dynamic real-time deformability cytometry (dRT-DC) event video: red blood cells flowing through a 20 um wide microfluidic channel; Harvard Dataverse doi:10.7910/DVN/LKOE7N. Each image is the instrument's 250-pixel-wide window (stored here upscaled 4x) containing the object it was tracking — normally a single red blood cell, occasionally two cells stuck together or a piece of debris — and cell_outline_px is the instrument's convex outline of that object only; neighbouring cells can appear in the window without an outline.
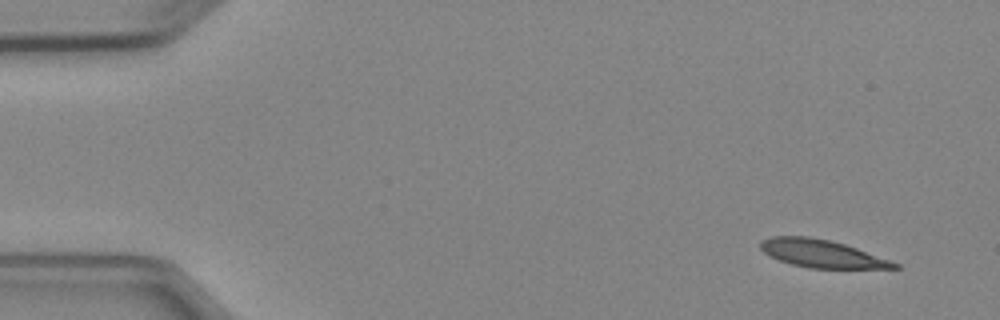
{"species": "Egyptian fruit bat (a non-hibernating species)", "species_latin": "Rousettus aegyptiacus", "temperature_condition": "cold", "stored_images_in_passage": 4, "camera_frame_rate_fps": 3000, "um_per_image_px": 0.085, "animal": {"sex": "female"}, "frame": {"image": 1, "passage_image": 1, "time_ms": 0.0, "image_size_px": [1000, 320], "cell_outline_px": [[900, 268], [808, 268], [792, 264], [780, 260], [764, 252], [760, 248], [760, 240], [772, 236], [808, 236], [828, 240], [844, 244], [856, 248], [900, 264]], "centroid_in_image_um": [69.81, 21.55], "position_along_channel_um": 15.2, "area_um2": 21.33}}
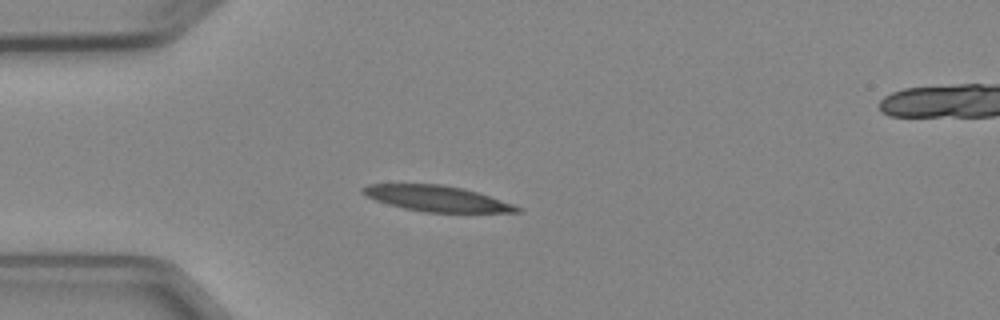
{"frame": {"image": 2, "passage_image": 3, "time_ms": 3.333, "image_size_px": [1000, 320], "cell_outline_px": [[524, 208], [520, 212], [424, 212], [404, 208], [388, 204], [376, 200], [360, 192], [360, 188], [368, 184], [440, 184], [464, 188]], "centroid_in_image_um": [37.1, 16.87], "position_along_channel_um": 47.9, "area_um2": 22.89}}